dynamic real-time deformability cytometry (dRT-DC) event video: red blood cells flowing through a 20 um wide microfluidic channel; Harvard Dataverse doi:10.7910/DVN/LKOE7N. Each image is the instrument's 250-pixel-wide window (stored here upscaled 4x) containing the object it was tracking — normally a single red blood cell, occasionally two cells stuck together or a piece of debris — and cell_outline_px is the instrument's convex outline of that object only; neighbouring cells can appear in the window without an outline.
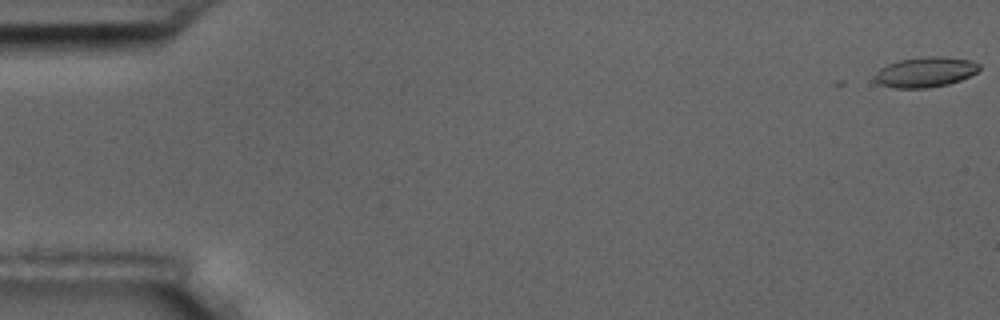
{"species": "common noctule bat (a hibernating species)", "species_latin": "Nyctalus noctula", "temperature_condition": "room temperature", "stored_images_in_passage": 2, "camera_frame_rate_fps": 3000, "um_per_image_px": 0.085, "animal": {"sex": "male", "body_mass_g": 17.5, "forearm_length_mm": 52.3}, "frame": {"image": 1, "passage_image": 2, "time_ms": 0.333, "image_size_px": [1000, 320], "cell_outline_px": [[980, 68], [976, 72], [960, 80], [948, 84], [928, 88], [892, 88], [880, 84], [876, 80], [876, 72], [880, 68], [888, 64], [900, 60], [928, 56], [940, 56], [968, 60], [980, 64]], "centroid_in_image_um": [78.65, 6.13], "position_along_channel_um": 6.4, "area_um2": 18.15}}